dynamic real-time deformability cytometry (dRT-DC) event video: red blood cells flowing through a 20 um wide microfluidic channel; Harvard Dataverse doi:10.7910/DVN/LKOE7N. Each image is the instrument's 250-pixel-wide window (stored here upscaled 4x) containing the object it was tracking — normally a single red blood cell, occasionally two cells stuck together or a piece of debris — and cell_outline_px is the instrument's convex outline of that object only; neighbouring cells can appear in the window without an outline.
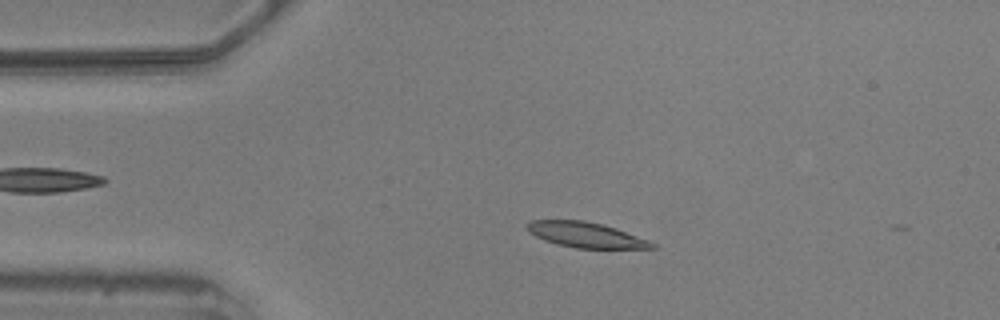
{"species": "common noctule bat (a hibernating species)", "species_latin": "Nyctalus noctula", "temperature_condition": "warm", "stored_images_in_passage": 51, "camera_frame_rate_fps": 3000, "um_per_image_px": 0.085, "animal": {"sex": "male", "body_mass_g": 20.5, "forearm_length_mm": 52.5}, "frame": {"image": 1, "passage_image": 11, "time_ms": 3.333, "image_size_px": [1000, 320], "cell_outline_px": [[656, 248], [576, 248], [556, 244], [544, 240], [528, 232], [524, 224], [532, 220], [584, 220], [604, 224], [616, 228], [648, 240], [656, 244]], "centroid_in_image_um": [49.76, 19.95], "position_along_channel_um": 35.2, "area_um2": 18.5}}
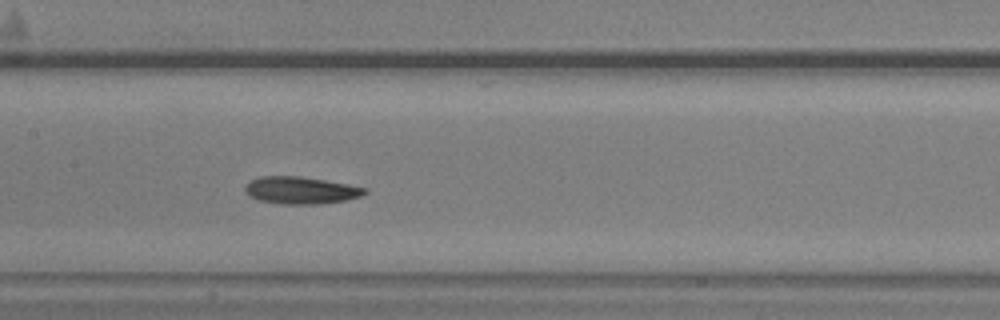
{"frame": {"image": 2, "passage_image": 26, "time_ms": 8.333, "image_size_px": [1000, 320], "cell_outline_px": [[368, 192], [360, 196], [344, 200], [316, 204], [284, 204], [260, 200], [248, 196], [244, 192], [244, 188], [248, 180], [260, 176], [300, 176], [348, 184], [368, 188]], "centroid_in_image_um": [25.52, 16.16], "position_along_channel_um": 181.9, "area_um2": 19.02}}
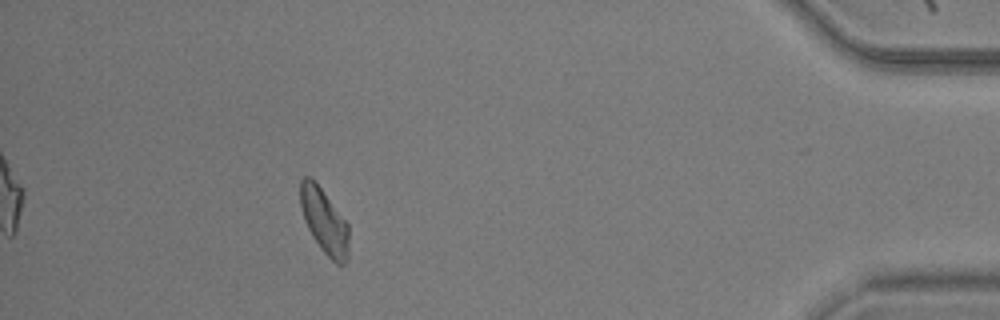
{"frame": {"image": 3, "passage_image": 50, "time_ms": 16.333, "image_size_px": [1000, 320], "cell_outline_px": [[348, 260], [344, 264], [336, 264], [324, 252], [312, 236], [304, 220], [300, 204], [300, 180], [304, 176], [312, 176], [316, 180], [348, 224]], "centroid_in_image_um": [27.55, 18.75], "position_along_channel_um": 407.7, "area_um2": 18.5}}